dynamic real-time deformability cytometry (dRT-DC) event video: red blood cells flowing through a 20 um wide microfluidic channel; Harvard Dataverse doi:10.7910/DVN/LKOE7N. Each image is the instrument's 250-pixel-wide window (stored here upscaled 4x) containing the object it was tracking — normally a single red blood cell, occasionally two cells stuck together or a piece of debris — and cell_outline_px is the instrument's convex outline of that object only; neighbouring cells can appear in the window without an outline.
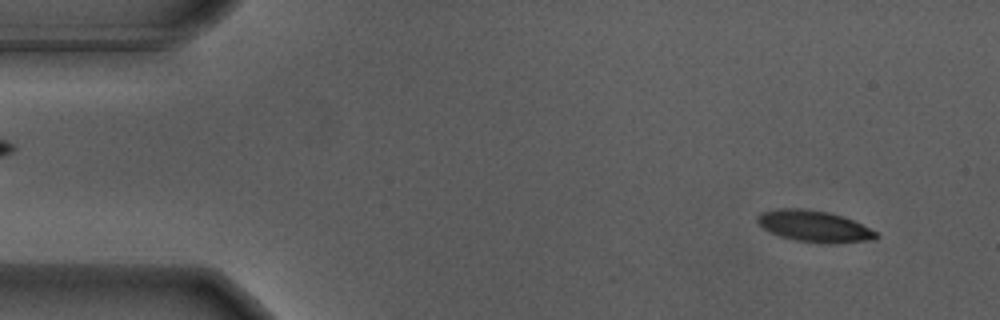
{"species": "Egyptian fruit bat (a non-hibernating species)", "species_latin": "Rousettus aegyptiacus", "temperature_condition": "warm", "stored_images_in_passage": 18, "camera_frame_rate_fps": 3000, "um_per_image_px": 0.085, "animal": {"sex": "male"}, "frame": {"image": 1, "passage_image": 4, "time_ms": 1.0, "image_size_px": [1000, 320], "cell_outline_px": [[880, 236], [876, 240], [836, 244], [820, 244], [796, 240], [780, 236], [764, 228], [756, 220], [756, 216], [760, 212], [780, 208], [800, 208], [828, 212], [852, 220], [876, 232]], "centroid_in_image_um": [69.22, 19.25], "position_along_channel_um": 15.8, "area_um2": 21.79}}
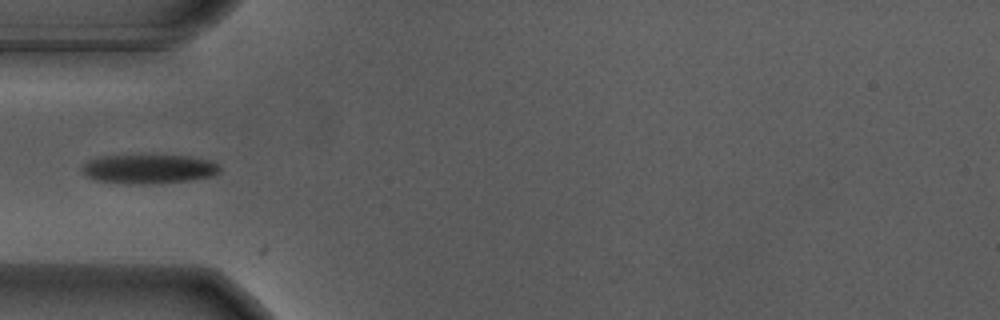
{"frame": {"image": 2, "passage_image": 17, "time_ms": 5.333, "image_size_px": [1000, 320], "cell_outline_px": [[220, 172], [216, 176], [188, 180], [152, 184], [140, 184], [96, 180], [88, 176], [80, 168], [88, 160], [100, 156], [188, 156], [212, 160], [220, 164]], "centroid_in_image_um": [12.72, 14.36], "position_along_channel_um": 72.3, "area_um2": 23.29}}